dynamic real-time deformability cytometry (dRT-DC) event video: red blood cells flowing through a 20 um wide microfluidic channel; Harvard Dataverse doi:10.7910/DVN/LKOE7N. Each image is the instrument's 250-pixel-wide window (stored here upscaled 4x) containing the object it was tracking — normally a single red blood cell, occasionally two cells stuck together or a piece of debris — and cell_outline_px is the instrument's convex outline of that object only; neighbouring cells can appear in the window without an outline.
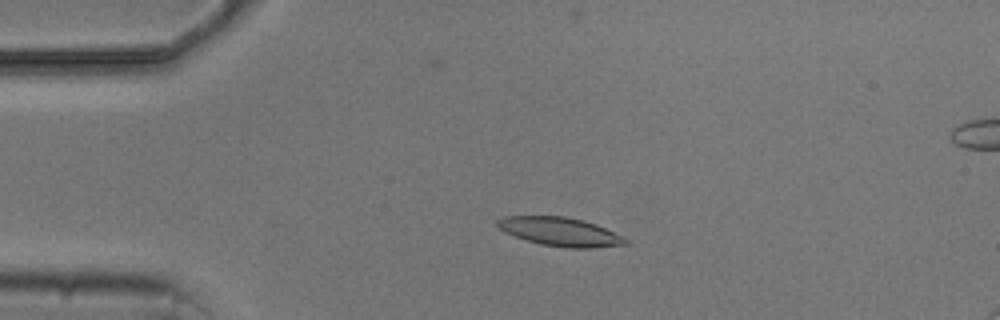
{"species": "common noctule bat (a hibernating species)", "species_latin": "Nyctalus noctula", "temperature_condition": "cold", "stored_images_in_passage": 6, "camera_frame_rate_fps": 3000, "um_per_image_px": 0.085, "animal": {"sex": "male", "body_mass_g": 20.5, "forearm_length_mm": 52.5}, "frame": {"image": 1, "passage_image": 4, "time_ms": 3.667, "image_size_px": [1000, 320], "cell_outline_px": [[628, 244], [592, 248], [568, 248], [540, 244], [504, 232], [496, 224], [496, 220], [504, 216], [564, 216], [584, 220], [596, 224], [628, 240]], "centroid_in_image_um": [47.59, 19.69], "position_along_channel_um": 37.4, "area_um2": 21.21}}